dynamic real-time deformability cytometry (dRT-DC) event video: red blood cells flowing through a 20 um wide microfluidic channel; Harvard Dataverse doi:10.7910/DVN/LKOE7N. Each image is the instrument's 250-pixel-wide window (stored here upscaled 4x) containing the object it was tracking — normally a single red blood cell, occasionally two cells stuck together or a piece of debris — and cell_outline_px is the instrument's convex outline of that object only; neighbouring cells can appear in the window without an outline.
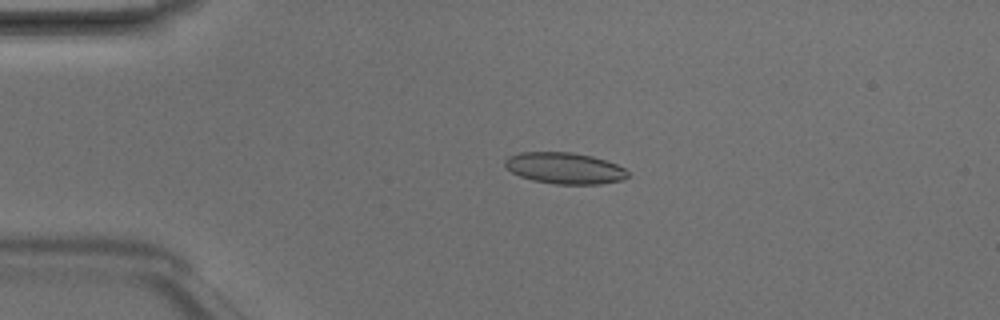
{"species": "Egyptian fruit bat (a non-hibernating species)", "species_latin": "Rousettus aegyptiacus", "temperature_condition": "room temperature", "stored_images_in_passage": 4, "camera_frame_rate_fps": 3000, "um_per_image_px": 0.085, "animal": {"sex": "male"}, "frame": {"image": 1, "passage_image": 3, "time_ms": 0.667, "image_size_px": [1000, 320], "cell_outline_px": [[628, 176], [620, 180], [600, 184], [556, 184], [532, 180], [520, 176], [512, 172], [504, 164], [504, 160], [508, 156], [520, 152], [572, 152], [592, 156], [616, 164], [624, 168], [628, 172]], "centroid_in_image_um": [47.97, 14.29], "position_along_channel_um": 37.0, "area_um2": 22.31}}